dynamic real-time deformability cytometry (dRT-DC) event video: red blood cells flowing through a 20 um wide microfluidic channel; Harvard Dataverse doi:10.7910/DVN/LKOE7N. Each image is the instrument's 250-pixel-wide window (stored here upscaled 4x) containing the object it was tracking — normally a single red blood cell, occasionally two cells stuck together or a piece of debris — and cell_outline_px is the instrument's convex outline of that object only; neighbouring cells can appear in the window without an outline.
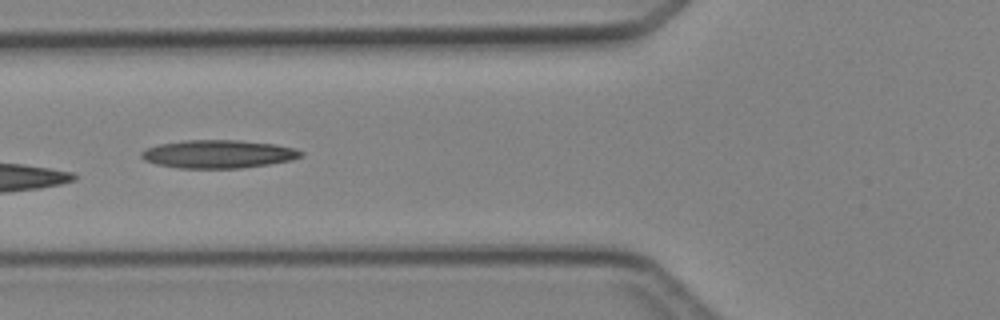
{"species": "Egyptian fruit bat (a non-hibernating species)", "species_latin": "Rousettus aegyptiacus", "temperature_condition": "cold", "stored_images_in_passage": 6, "camera_frame_rate_fps": 3000, "um_per_image_px": 0.085, "animal": {"sex": "female"}, "frame": {"image": 1, "passage_image": 5, "time_ms": 4.667, "image_size_px": [1000, 320], "cell_outline_px": [[304, 156], [292, 160], [268, 164], [240, 168], [176, 168], [156, 164], [144, 160], [140, 156], [140, 152], [148, 148], [160, 144], [184, 140], [236, 140], [276, 144], [296, 148], [304, 152]], "centroid_in_image_um": [18.58, 13.09], "position_along_channel_um": 107.2, "area_um2": 26.3}}
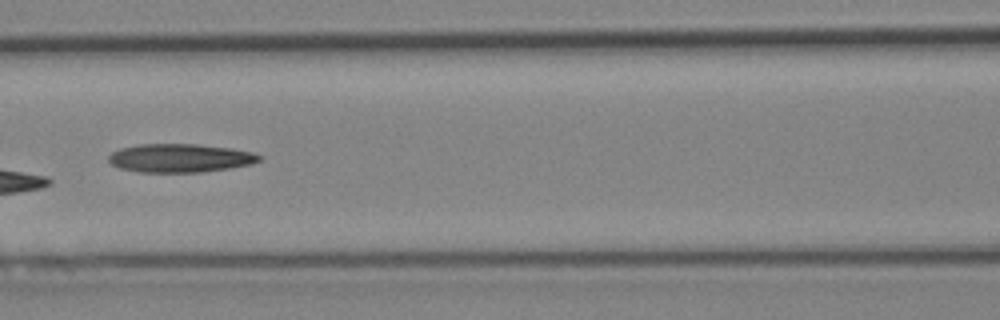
{"frame": {"image": 2, "passage_image": 6, "time_ms": 5.667, "image_size_px": [1000, 320], "cell_outline_px": [[264, 156], [260, 160], [252, 164], [228, 168], [200, 172], [140, 172], [120, 168], [112, 164], [108, 160], [108, 156], [112, 152], [120, 148], [140, 144], [196, 144], [232, 148], [252, 152]], "centroid_in_image_um": [15.32, 13.43], "position_along_channel_um": 151.3, "area_um2": 25.03}}